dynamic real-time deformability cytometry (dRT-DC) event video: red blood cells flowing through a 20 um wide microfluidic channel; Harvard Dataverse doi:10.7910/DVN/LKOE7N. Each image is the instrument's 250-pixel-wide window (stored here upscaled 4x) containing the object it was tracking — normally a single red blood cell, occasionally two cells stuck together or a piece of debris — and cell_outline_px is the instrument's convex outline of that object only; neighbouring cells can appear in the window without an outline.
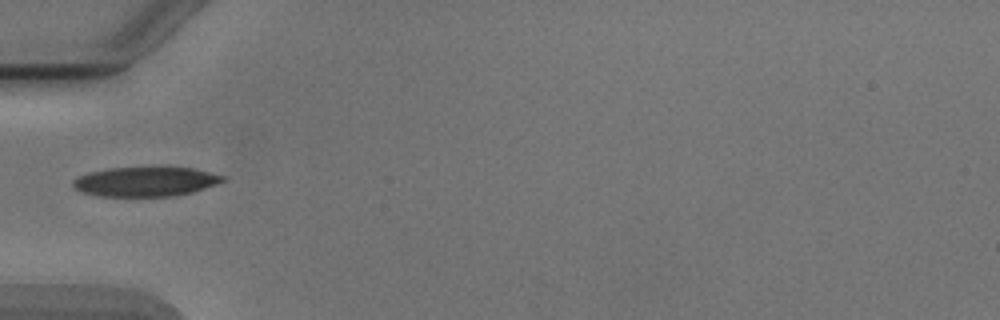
{"species": "Egyptian fruit bat (a non-hibernating species)", "species_latin": "Rousettus aegyptiacus", "temperature_condition": "cold", "stored_images_in_passage": 6, "camera_frame_rate_fps": 3000, "um_per_image_px": 0.085, "animal": {"sex": "male"}, "frame": {"image": 1, "passage_image": 5, "time_ms": 5.0, "image_size_px": [1000, 320], "cell_outline_px": [[224, 180], [216, 184], [192, 192], [172, 196], [96, 196], [80, 192], [72, 188], [72, 180], [88, 172], [108, 168], [160, 164], [168, 164], [192, 168], [224, 176]], "centroid_in_image_um": [12.32, 15.39], "position_along_channel_um": 72.7, "area_um2": 26.88}}
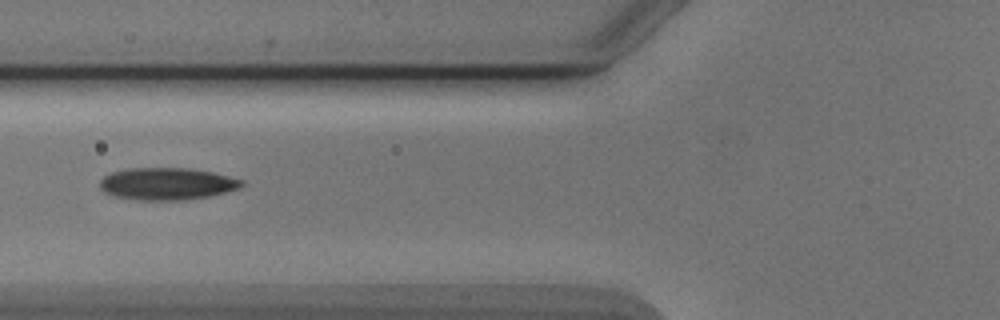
{"frame": {"image": 2, "passage_image": 6, "time_ms": 6.0, "image_size_px": [1000, 320], "cell_outline_px": [[244, 184], [240, 188], [208, 196], [184, 200], [136, 200], [112, 196], [104, 192], [100, 188], [100, 180], [104, 176], [112, 172], [128, 168], [188, 168], [212, 172], [244, 180]], "centroid_in_image_um": [14.16, 15.62], "position_along_channel_um": 111.6, "area_um2": 26.65}}